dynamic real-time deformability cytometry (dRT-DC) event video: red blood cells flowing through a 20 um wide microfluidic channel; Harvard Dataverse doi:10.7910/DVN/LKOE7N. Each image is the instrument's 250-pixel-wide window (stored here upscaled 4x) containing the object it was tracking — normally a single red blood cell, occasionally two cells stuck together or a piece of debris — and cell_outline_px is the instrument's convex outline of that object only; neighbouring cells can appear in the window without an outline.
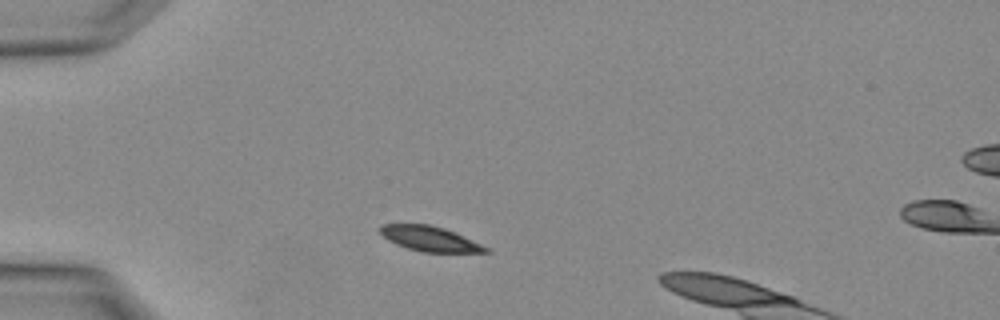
{"species": "Egyptian fruit bat (a non-hibernating species)", "species_latin": "Rousettus aegyptiacus", "temperature_condition": "warm", "stored_images_in_passage": 4, "camera_frame_rate_fps": 3000, "um_per_image_px": 0.085, "animal": {"sex": "female"}, "frame": {"image": 1, "passage_image": 3, "time_ms": 0.667, "image_size_px": [1000, 320], "cell_outline_px": [[492, 252], [420, 252], [396, 244], [388, 240], [380, 232], [380, 224], [428, 224], [444, 228], [456, 232], [488, 248]], "centroid_in_image_um": [36.53, 20.29], "position_along_channel_um": 48.5, "area_um2": 15.26}}